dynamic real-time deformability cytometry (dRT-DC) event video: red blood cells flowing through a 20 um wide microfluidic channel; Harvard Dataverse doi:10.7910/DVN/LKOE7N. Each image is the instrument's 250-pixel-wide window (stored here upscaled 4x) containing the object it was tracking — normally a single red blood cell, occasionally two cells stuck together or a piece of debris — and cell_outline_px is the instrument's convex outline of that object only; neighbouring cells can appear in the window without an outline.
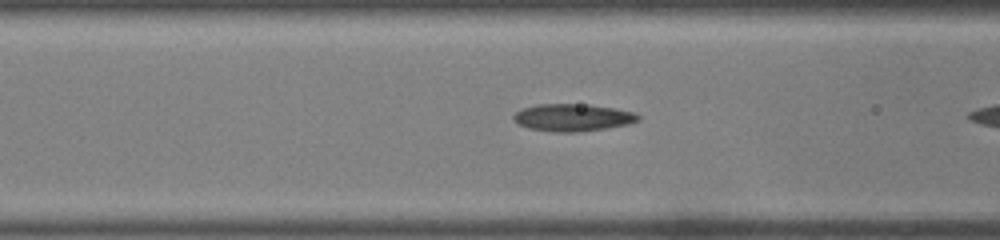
{"species": "common noctule bat (a hibernating species)", "species_latin": "Nyctalus noctula", "temperature_condition": "warm", "stored_images_in_passage": 11, "camera_frame_rate_fps": 3000, "um_per_image_px": 0.085, "animal": {"sex": "male", "body_mass_g": 19.0, "forearm_length_mm": 50.8}, "frame": {"image": 1, "passage_image": 10, "time_ms": 3.0, "image_size_px": [1000, 240], "cell_outline_px": [[640, 120], [628, 124], [608, 128], [580, 132], [556, 132], [528, 128], [520, 124], [512, 116], [516, 112], [524, 108], [536, 104], [588, 104], [636, 112], [640, 116]], "centroid_in_image_um": [48.73, 9.99], "position_along_channel_um": 117.9, "area_um2": 19.83}}